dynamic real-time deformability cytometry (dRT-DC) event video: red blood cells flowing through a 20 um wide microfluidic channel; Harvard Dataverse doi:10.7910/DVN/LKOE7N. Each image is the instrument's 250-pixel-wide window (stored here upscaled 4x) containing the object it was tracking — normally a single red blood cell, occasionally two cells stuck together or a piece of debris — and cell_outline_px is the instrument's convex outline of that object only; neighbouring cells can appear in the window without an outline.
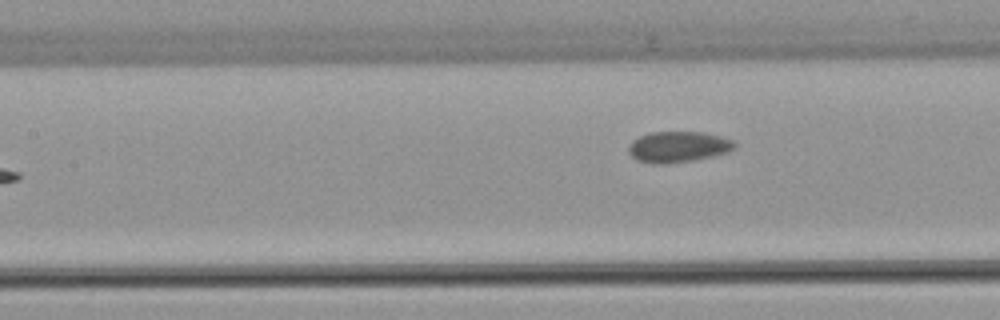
{"species": "common noctule bat (a hibernating species)", "species_latin": "Nyctalus noctula", "temperature_condition": "warm", "stored_images_in_passage": 7, "camera_frame_rate_fps": 3000, "um_per_image_px": 0.085, "animal": {"sex": "female", "body_mass_g": 22.7, "forearm_length_mm": 54.2}, "frame": {"image": 1, "passage_image": 7, "time_ms": 7.333, "image_size_px": [1000, 320], "cell_outline_px": [[736, 148], [728, 152], [696, 160], [668, 164], [652, 164], [636, 160], [628, 152], [628, 148], [632, 140], [640, 136], [652, 132], [704, 132], [720, 136], [732, 140], [736, 144]], "centroid_in_image_um": [57.64, 12.49], "position_along_channel_um": 149.8, "area_um2": 19.31}}